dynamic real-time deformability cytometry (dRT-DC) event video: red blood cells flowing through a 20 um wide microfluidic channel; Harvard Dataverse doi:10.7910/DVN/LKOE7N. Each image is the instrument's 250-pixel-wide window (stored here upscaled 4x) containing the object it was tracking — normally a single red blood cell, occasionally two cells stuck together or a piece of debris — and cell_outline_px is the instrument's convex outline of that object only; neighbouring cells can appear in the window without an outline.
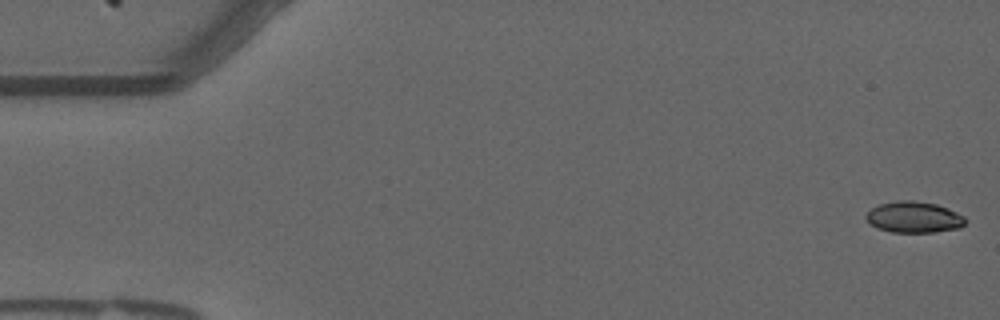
{"species": "common noctule bat (a hibernating species)", "species_latin": "Nyctalus noctula", "temperature_condition": "warm", "stored_images_in_passage": 55, "camera_frame_rate_fps": 3000, "um_per_image_px": 0.085, "animal": {"sex": "male", "forearm_length_mm": 52.5}, "frame": {"image": 1, "passage_image": 1, "time_ms": 0.0, "image_size_px": [1000, 320], "cell_outline_px": [[968, 220], [960, 228], [936, 232], [892, 232], [876, 228], [868, 224], [864, 216], [872, 208], [880, 204], [896, 200], [912, 200], [936, 204], [948, 208], [964, 216]], "centroid_in_image_um": [77.67, 18.46], "position_along_channel_um": 7.3, "area_um2": 18.26}}
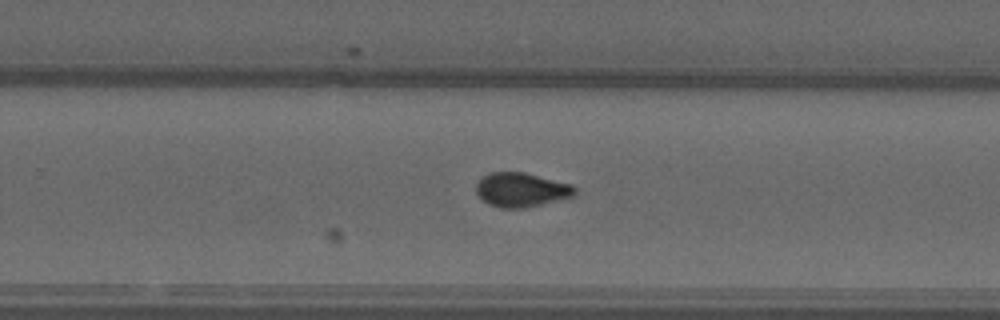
{"frame": {"image": 2, "passage_image": 35, "time_ms": 11.333, "image_size_px": [1000, 320], "cell_outline_px": [[576, 192], [572, 196], [524, 208], [500, 208], [488, 204], [476, 192], [476, 184], [484, 176], [492, 172], [524, 172], [572, 184], [576, 188]], "centroid_in_image_um": [44.3, 16.13], "position_along_channel_um": 285.5, "area_um2": 19.42}}
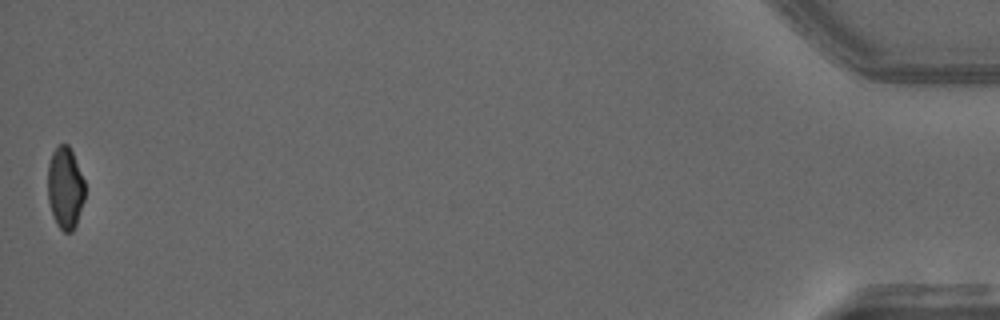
{"frame": {"image": 3, "passage_image": 55, "time_ms": 18.0, "image_size_px": [1000, 320], "cell_outline_px": [[84, 200], [76, 224], [72, 232], [64, 232], [56, 224], [52, 216], [48, 200], [48, 164], [52, 152], [60, 144], [68, 144], [72, 152], [84, 180]], "centroid_in_image_um": [5.53, 15.99], "position_along_channel_um": 429.7, "area_um2": 17.69}, "authors_computed_cell_mechanics": {"area_um2": 19.1896, "velocity_mm_per_s": 3.6864, "shape_relaxation_time_tau1_ms": 7.6341, "shape_relaxation_time_tau2_ms": 1.7711, "deformation_change_tau1": 0.1725, "deformation_change_tau2": 0.0507}}